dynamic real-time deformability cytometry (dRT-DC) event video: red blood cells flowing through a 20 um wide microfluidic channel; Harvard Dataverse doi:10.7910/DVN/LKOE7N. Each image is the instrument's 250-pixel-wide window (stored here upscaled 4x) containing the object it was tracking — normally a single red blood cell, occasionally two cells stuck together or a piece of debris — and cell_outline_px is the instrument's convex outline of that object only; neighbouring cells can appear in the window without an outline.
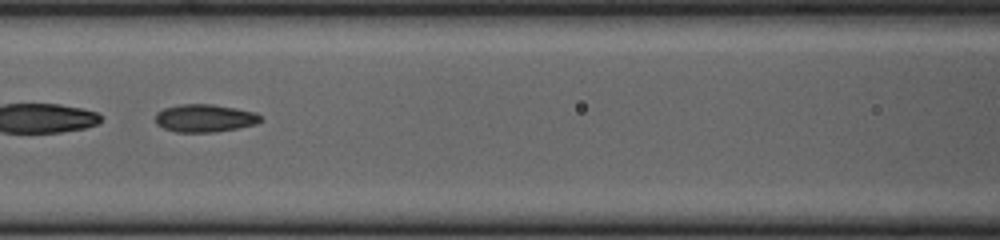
{"species": "common noctule bat (a hibernating species)", "species_latin": "Nyctalus noctula", "temperature_condition": "cold", "stored_images_in_passage": 28, "camera_frame_rate_fps": 3000, "um_per_image_px": 0.085, "animal": {"sex": "female", "body_mass_g": 23.0, "forearm_length_mm": 53.4}, "frame": {"image": 1, "passage_image": 9, "time_ms": 2.667, "image_size_px": [1000, 240], "cell_outline_px": [[264, 120], [256, 124], [216, 132], [176, 132], [164, 128], [156, 124], [156, 112], [164, 108], [180, 104], [212, 104], [236, 108], [256, 112]], "centroid_in_image_um": [17.41, 10.04], "position_along_channel_um": 149.2, "area_um2": 17.11}, "authors_computed_cell_mechanics": {"area_um2": 17.5134, "velocity_mm_per_s": 3.8664, "shape_relaxation_time_tau1_ms": 9.7045, "shape_relaxation_time_tau2_ms": 1.479, "deformation_change_tau1": 0.165, "deformation_change_tau2": 0.0714}}